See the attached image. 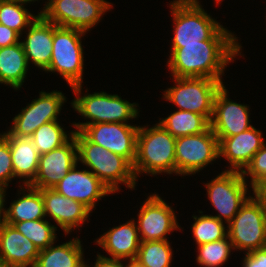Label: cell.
Wrapping results in <instances>:
<instances>
[{"label":"cell","instance_id":"obj_18","mask_svg":"<svg viewBox=\"0 0 266 267\" xmlns=\"http://www.w3.org/2000/svg\"><path fill=\"white\" fill-rule=\"evenodd\" d=\"M219 156L225 157L231 168L228 170L242 172L251 162L254 154L265 144L261 131L253 126L244 132L230 137H217Z\"/></svg>","mask_w":266,"mask_h":267},{"label":"cell","instance_id":"obj_4","mask_svg":"<svg viewBox=\"0 0 266 267\" xmlns=\"http://www.w3.org/2000/svg\"><path fill=\"white\" fill-rule=\"evenodd\" d=\"M86 32L59 27L54 24L52 58L45 71L59 72L71 86L74 94L81 95L83 76V48L81 36Z\"/></svg>","mask_w":266,"mask_h":267},{"label":"cell","instance_id":"obj_2","mask_svg":"<svg viewBox=\"0 0 266 267\" xmlns=\"http://www.w3.org/2000/svg\"><path fill=\"white\" fill-rule=\"evenodd\" d=\"M73 135L78 161L91 168V172L113 193L119 190L120 183L130 189L136 186L133 165L126 158L89 141L80 131H74Z\"/></svg>","mask_w":266,"mask_h":267},{"label":"cell","instance_id":"obj_43","mask_svg":"<svg viewBox=\"0 0 266 267\" xmlns=\"http://www.w3.org/2000/svg\"><path fill=\"white\" fill-rule=\"evenodd\" d=\"M0 267H10L0 259Z\"/></svg>","mask_w":266,"mask_h":267},{"label":"cell","instance_id":"obj_6","mask_svg":"<svg viewBox=\"0 0 266 267\" xmlns=\"http://www.w3.org/2000/svg\"><path fill=\"white\" fill-rule=\"evenodd\" d=\"M71 104L78 113L90 120L86 123L75 122V131H81L85 126L96 123H128L127 120L138 116V104L106 92L76 97Z\"/></svg>","mask_w":266,"mask_h":267},{"label":"cell","instance_id":"obj_10","mask_svg":"<svg viewBox=\"0 0 266 267\" xmlns=\"http://www.w3.org/2000/svg\"><path fill=\"white\" fill-rule=\"evenodd\" d=\"M219 157V140L211 127L201 134L176 138V174H195Z\"/></svg>","mask_w":266,"mask_h":267},{"label":"cell","instance_id":"obj_11","mask_svg":"<svg viewBox=\"0 0 266 267\" xmlns=\"http://www.w3.org/2000/svg\"><path fill=\"white\" fill-rule=\"evenodd\" d=\"M205 185L212 206L220 213L214 217L224 218L227 224L249 198L246 180L239 171L225 170Z\"/></svg>","mask_w":266,"mask_h":267},{"label":"cell","instance_id":"obj_16","mask_svg":"<svg viewBox=\"0 0 266 267\" xmlns=\"http://www.w3.org/2000/svg\"><path fill=\"white\" fill-rule=\"evenodd\" d=\"M75 164L53 189L69 199L82 203L90 211L95 203L113 192L89 170H77Z\"/></svg>","mask_w":266,"mask_h":267},{"label":"cell","instance_id":"obj_31","mask_svg":"<svg viewBox=\"0 0 266 267\" xmlns=\"http://www.w3.org/2000/svg\"><path fill=\"white\" fill-rule=\"evenodd\" d=\"M18 0H7L0 3V23L16 31L20 36L40 15L34 16Z\"/></svg>","mask_w":266,"mask_h":267},{"label":"cell","instance_id":"obj_32","mask_svg":"<svg viewBox=\"0 0 266 267\" xmlns=\"http://www.w3.org/2000/svg\"><path fill=\"white\" fill-rule=\"evenodd\" d=\"M195 222L192 225V232L197 245L218 241L228 234L223 221L211 215L193 216Z\"/></svg>","mask_w":266,"mask_h":267},{"label":"cell","instance_id":"obj_35","mask_svg":"<svg viewBox=\"0 0 266 267\" xmlns=\"http://www.w3.org/2000/svg\"><path fill=\"white\" fill-rule=\"evenodd\" d=\"M14 177L11 151L8 140L0 134V190H6Z\"/></svg>","mask_w":266,"mask_h":267},{"label":"cell","instance_id":"obj_29","mask_svg":"<svg viewBox=\"0 0 266 267\" xmlns=\"http://www.w3.org/2000/svg\"><path fill=\"white\" fill-rule=\"evenodd\" d=\"M135 260L144 267H170L172 249L169 241H141Z\"/></svg>","mask_w":266,"mask_h":267},{"label":"cell","instance_id":"obj_14","mask_svg":"<svg viewBox=\"0 0 266 267\" xmlns=\"http://www.w3.org/2000/svg\"><path fill=\"white\" fill-rule=\"evenodd\" d=\"M172 207L157 194L150 195L138 215L137 229L141 241L167 240V234L179 229Z\"/></svg>","mask_w":266,"mask_h":267},{"label":"cell","instance_id":"obj_34","mask_svg":"<svg viewBox=\"0 0 266 267\" xmlns=\"http://www.w3.org/2000/svg\"><path fill=\"white\" fill-rule=\"evenodd\" d=\"M245 178H251L252 190L266 178V144H264L253 156L251 162L241 172Z\"/></svg>","mask_w":266,"mask_h":267},{"label":"cell","instance_id":"obj_38","mask_svg":"<svg viewBox=\"0 0 266 267\" xmlns=\"http://www.w3.org/2000/svg\"><path fill=\"white\" fill-rule=\"evenodd\" d=\"M122 259H115V258H108L105 256H102L100 254L97 255V259L95 261V265L93 267H126L124 266L120 261ZM85 267H90L87 264H85Z\"/></svg>","mask_w":266,"mask_h":267},{"label":"cell","instance_id":"obj_37","mask_svg":"<svg viewBox=\"0 0 266 267\" xmlns=\"http://www.w3.org/2000/svg\"><path fill=\"white\" fill-rule=\"evenodd\" d=\"M19 40L20 35L16 31L0 23V48L15 45Z\"/></svg>","mask_w":266,"mask_h":267},{"label":"cell","instance_id":"obj_20","mask_svg":"<svg viewBox=\"0 0 266 267\" xmlns=\"http://www.w3.org/2000/svg\"><path fill=\"white\" fill-rule=\"evenodd\" d=\"M40 190L46 216L52 217L66 234L72 232V228L80 227L89 217L91 211L82 203L60 195L53 188Z\"/></svg>","mask_w":266,"mask_h":267},{"label":"cell","instance_id":"obj_24","mask_svg":"<svg viewBox=\"0 0 266 267\" xmlns=\"http://www.w3.org/2000/svg\"><path fill=\"white\" fill-rule=\"evenodd\" d=\"M53 245L40 250L34 267H82L85 264L79 238Z\"/></svg>","mask_w":266,"mask_h":267},{"label":"cell","instance_id":"obj_19","mask_svg":"<svg viewBox=\"0 0 266 267\" xmlns=\"http://www.w3.org/2000/svg\"><path fill=\"white\" fill-rule=\"evenodd\" d=\"M40 250L13 225L0 228V259L10 267H34Z\"/></svg>","mask_w":266,"mask_h":267},{"label":"cell","instance_id":"obj_36","mask_svg":"<svg viewBox=\"0 0 266 267\" xmlns=\"http://www.w3.org/2000/svg\"><path fill=\"white\" fill-rule=\"evenodd\" d=\"M243 267H266V247L246 252Z\"/></svg>","mask_w":266,"mask_h":267},{"label":"cell","instance_id":"obj_12","mask_svg":"<svg viewBox=\"0 0 266 267\" xmlns=\"http://www.w3.org/2000/svg\"><path fill=\"white\" fill-rule=\"evenodd\" d=\"M139 126L127 123H96L80 132L91 142L126 158L132 165L136 159Z\"/></svg>","mask_w":266,"mask_h":267},{"label":"cell","instance_id":"obj_25","mask_svg":"<svg viewBox=\"0 0 266 267\" xmlns=\"http://www.w3.org/2000/svg\"><path fill=\"white\" fill-rule=\"evenodd\" d=\"M28 66L21 42L0 48V83L18 90L23 85Z\"/></svg>","mask_w":266,"mask_h":267},{"label":"cell","instance_id":"obj_40","mask_svg":"<svg viewBox=\"0 0 266 267\" xmlns=\"http://www.w3.org/2000/svg\"><path fill=\"white\" fill-rule=\"evenodd\" d=\"M6 190H0V228L2 224L4 223V202H5V192Z\"/></svg>","mask_w":266,"mask_h":267},{"label":"cell","instance_id":"obj_15","mask_svg":"<svg viewBox=\"0 0 266 267\" xmlns=\"http://www.w3.org/2000/svg\"><path fill=\"white\" fill-rule=\"evenodd\" d=\"M77 163V144L72 135L64 145L39 156L38 171L29 186L52 189Z\"/></svg>","mask_w":266,"mask_h":267},{"label":"cell","instance_id":"obj_22","mask_svg":"<svg viewBox=\"0 0 266 267\" xmlns=\"http://www.w3.org/2000/svg\"><path fill=\"white\" fill-rule=\"evenodd\" d=\"M135 220L116 226L105 232L96 243L115 259H135L141 240Z\"/></svg>","mask_w":266,"mask_h":267},{"label":"cell","instance_id":"obj_30","mask_svg":"<svg viewBox=\"0 0 266 267\" xmlns=\"http://www.w3.org/2000/svg\"><path fill=\"white\" fill-rule=\"evenodd\" d=\"M73 133L74 131H71L70 137H68L58 121L55 120L41 125L34 131L30 138L38 153L41 155L64 145L71 138Z\"/></svg>","mask_w":266,"mask_h":267},{"label":"cell","instance_id":"obj_39","mask_svg":"<svg viewBox=\"0 0 266 267\" xmlns=\"http://www.w3.org/2000/svg\"><path fill=\"white\" fill-rule=\"evenodd\" d=\"M253 194L266 204V178L263 179L254 189Z\"/></svg>","mask_w":266,"mask_h":267},{"label":"cell","instance_id":"obj_26","mask_svg":"<svg viewBox=\"0 0 266 267\" xmlns=\"http://www.w3.org/2000/svg\"><path fill=\"white\" fill-rule=\"evenodd\" d=\"M26 188L29 193L24 192L7 210L4 209V222L38 220L46 216L41 190L29 185Z\"/></svg>","mask_w":266,"mask_h":267},{"label":"cell","instance_id":"obj_7","mask_svg":"<svg viewBox=\"0 0 266 267\" xmlns=\"http://www.w3.org/2000/svg\"><path fill=\"white\" fill-rule=\"evenodd\" d=\"M170 7L175 25L172 44H201L222 27L198 0H175Z\"/></svg>","mask_w":266,"mask_h":267},{"label":"cell","instance_id":"obj_9","mask_svg":"<svg viewBox=\"0 0 266 267\" xmlns=\"http://www.w3.org/2000/svg\"><path fill=\"white\" fill-rule=\"evenodd\" d=\"M111 6L105 0H52L41 15L59 27L87 32Z\"/></svg>","mask_w":266,"mask_h":267},{"label":"cell","instance_id":"obj_41","mask_svg":"<svg viewBox=\"0 0 266 267\" xmlns=\"http://www.w3.org/2000/svg\"><path fill=\"white\" fill-rule=\"evenodd\" d=\"M126 267H144L142 264H140L137 260L131 259L129 260L128 265Z\"/></svg>","mask_w":266,"mask_h":267},{"label":"cell","instance_id":"obj_27","mask_svg":"<svg viewBox=\"0 0 266 267\" xmlns=\"http://www.w3.org/2000/svg\"><path fill=\"white\" fill-rule=\"evenodd\" d=\"M173 137L201 134L210 127V122L198 113L178 110L159 122Z\"/></svg>","mask_w":266,"mask_h":267},{"label":"cell","instance_id":"obj_42","mask_svg":"<svg viewBox=\"0 0 266 267\" xmlns=\"http://www.w3.org/2000/svg\"><path fill=\"white\" fill-rule=\"evenodd\" d=\"M18 1H20L21 3L26 4V3H30L32 1L34 2V1H38V0H18ZM51 1L52 0H49V2H47V4L45 5L44 9L39 13L40 15L47 9V7L50 5Z\"/></svg>","mask_w":266,"mask_h":267},{"label":"cell","instance_id":"obj_8","mask_svg":"<svg viewBox=\"0 0 266 267\" xmlns=\"http://www.w3.org/2000/svg\"><path fill=\"white\" fill-rule=\"evenodd\" d=\"M176 86L168 88L164 97L179 110L203 115L209 122L213 116L214 98L222 81L204 77H173Z\"/></svg>","mask_w":266,"mask_h":267},{"label":"cell","instance_id":"obj_1","mask_svg":"<svg viewBox=\"0 0 266 267\" xmlns=\"http://www.w3.org/2000/svg\"><path fill=\"white\" fill-rule=\"evenodd\" d=\"M223 26L201 44H173L168 67L175 77H204L222 81L227 64L239 55L241 45Z\"/></svg>","mask_w":266,"mask_h":267},{"label":"cell","instance_id":"obj_5","mask_svg":"<svg viewBox=\"0 0 266 267\" xmlns=\"http://www.w3.org/2000/svg\"><path fill=\"white\" fill-rule=\"evenodd\" d=\"M254 197L249 196L227 224L233 248L247 253L266 247V204Z\"/></svg>","mask_w":266,"mask_h":267},{"label":"cell","instance_id":"obj_33","mask_svg":"<svg viewBox=\"0 0 266 267\" xmlns=\"http://www.w3.org/2000/svg\"><path fill=\"white\" fill-rule=\"evenodd\" d=\"M197 249L199 253L196 258L197 263L204 267L223 265L227 261L231 250H234L228 235L221 240L201 244Z\"/></svg>","mask_w":266,"mask_h":267},{"label":"cell","instance_id":"obj_17","mask_svg":"<svg viewBox=\"0 0 266 267\" xmlns=\"http://www.w3.org/2000/svg\"><path fill=\"white\" fill-rule=\"evenodd\" d=\"M224 84L214 98L213 116L210 127L216 137H230L252 127L249 120V107L227 98Z\"/></svg>","mask_w":266,"mask_h":267},{"label":"cell","instance_id":"obj_28","mask_svg":"<svg viewBox=\"0 0 266 267\" xmlns=\"http://www.w3.org/2000/svg\"><path fill=\"white\" fill-rule=\"evenodd\" d=\"M13 225L22 235L33 242L39 250L54 244L57 227L47 220L38 219L22 222H6Z\"/></svg>","mask_w":266,"mask_h":267},{"label":"cell","instance_id":"obj_21","mask_svg":"<svg viewBox=\"0 0 266 267\" xmlns=\"http://www.w3.org/2000/svg\"><path fill=\"white\" fill-rule=\"evenodd\" d=\"M54 23L47 21L42 15L28 27L27 38L21 42L27 62L46 70L52 58Z\"/></svg>","mask_w":266,"mask_h":267},{"label":"cell","instance_id":"obj_13","mask_svg":"<svg viewBox=\"0 0 266 267\" xmlns=\"http://www.w3.org/2000/svg\"><path fill=\"white\" fill-rule=\"evenodd\" d=\"M65 100L64 94L57 90L50 93L41 91L38 99H34L12 119L14 124L8 133L12 136L31 137L44 123L57 120Z\"/></svg>","mask_w":266,"mask_h":267},{"label":"cell","instance_id":"obj_3","mask_svg":"<svg viewBox=\"0 0 266 267\" xmlns=\"http://www.w3.org/2000/svg\"><path fill=\"white\" fill-rule=\"evenodd\" d=\"M146 128L139 127L137 133L136 159L133 164L136 179L139 173L176 174V138L160 123Z\"/></svg>","mask_w":266,"mask_h":267},{"label":"cell","instance_id":"obj_23","mask_svg":"<svg viewBox=\"0 0 266 267\" xmlns=\"http://www.w3.org/2000/svg\"><path fill=\"white\" fill-rule=\"evenodd\" d=\"M2 135L9 142L14 177L24 178L23 185H29L36 177L40 156L32 139L12 136L8 132Z\"/></svg>","mask_w":266,"mask_h":267}]
</instances>
